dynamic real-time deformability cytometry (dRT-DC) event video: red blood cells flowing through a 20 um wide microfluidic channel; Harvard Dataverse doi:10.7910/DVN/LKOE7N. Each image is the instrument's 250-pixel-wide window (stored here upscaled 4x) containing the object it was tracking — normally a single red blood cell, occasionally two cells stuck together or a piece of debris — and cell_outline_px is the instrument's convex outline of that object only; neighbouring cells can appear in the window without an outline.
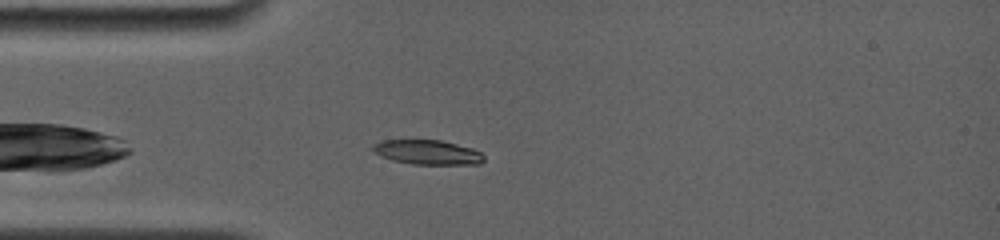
{"species": "common noctule bat (a hibernating species)", "species_latin": "Nyctalus noctula", "temperature_condition": "room temperature", "stored_images_in_passage": 20, "camera_frame_rate_fps": 4000, "um_per_image_px": 0.085, "animal": {"sex": "female", "body_mass_g": 19.0, "forearm_length_mm": 56.7}, "frame": {"image": 1, "passage_image": 5, "time_ms": 2.0, "image_size_px": [1000, 240], "cell_outline_px": [[484, 160], [480, 164], [412, 164], [392, 160], [380, 156], [372, 152], [372, 144], [384, 140], [440, 140], [472, 148], [480, 152], [484, 156]], "centroid_in_image_um": [36.31, 12.94], "position_along_channel_um": 48.7, "area_um2": 15.9}}
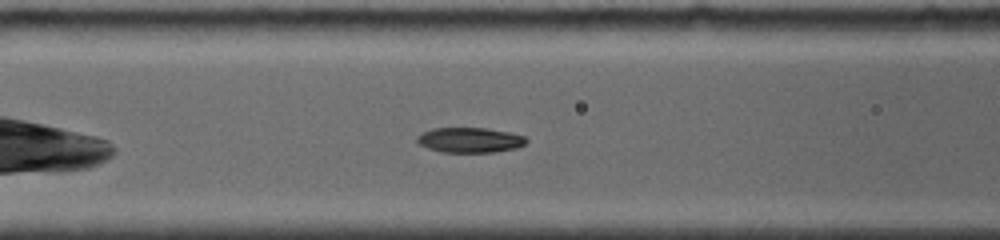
{"frame": {"image": 2, "passage_image": 10, "time_ms": 4.25, "image_size_px": [1000, 240], "cell_outline_px": [[528, 140], [524, 144], [516, 148], [496, 152], [440, 152], [428, 148], [420, 144], [416, 140], [416, 136], [432, 128], [488, 128], [508, 132], [524, 136]], "centroid_in_image_um": [39.93, 11.9], "position_along_channel_um": 126.7, "area_um2": 15.95}}
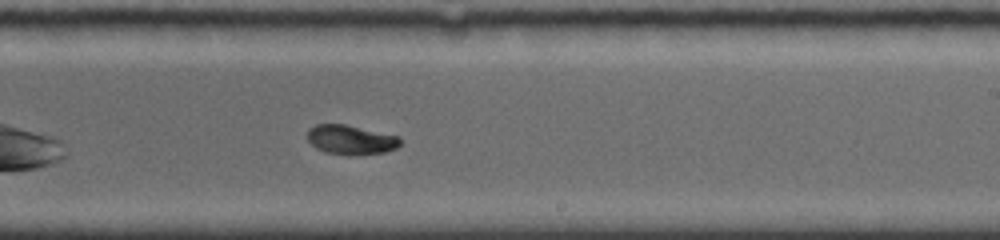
{"frame": {"image": 3, "passage_image": 18, "time_ms": 7.75, "image_size_px": [1000, 240], "cell_outline_px": [[400, 144], [396, 148], [384, 152], [356, 156], [348, 156], [324, 152], [316, 148], [308, 140], [308, 128], [316, 124], [344, 124], [400, 136]], "centroid_in_image_um": [29.81, 11.89], "position_along_channel_um": 259.2, "area_um2": 16.13}}